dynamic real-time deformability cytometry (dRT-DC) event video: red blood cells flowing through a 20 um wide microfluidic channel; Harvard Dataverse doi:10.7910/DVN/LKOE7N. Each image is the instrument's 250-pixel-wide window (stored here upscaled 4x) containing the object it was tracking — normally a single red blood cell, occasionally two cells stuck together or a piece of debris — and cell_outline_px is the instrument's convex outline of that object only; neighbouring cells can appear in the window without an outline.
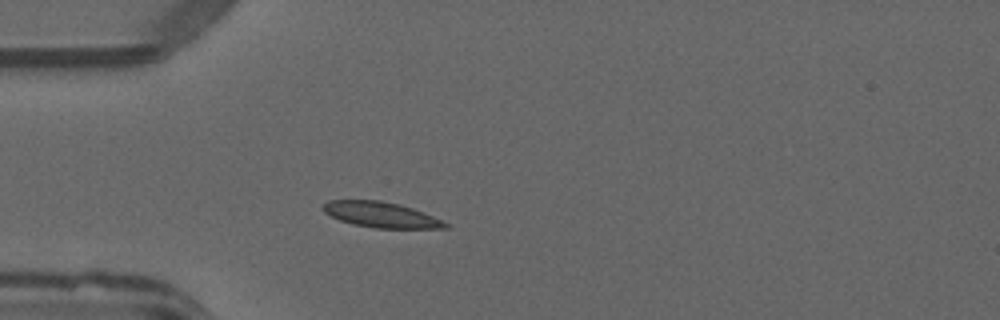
{"species": "common noctule bat (a hibernating species)", "species_latin": "Nyctalus noctula", "temperature_condition": "warm", "stored_images_in_passage": 10, "camera_frame_rate_fps": 3000, "um_per_image_px": 0.085, "animal": {"sex": "male", "forearm_length_mm": 52.5}, "frame": {"image": 1, "passage_image": 1, "time_ms": 0.0, "image_size_px": [1000, 320], "cell_outline_px": [[452, 224], [448, 228], [376, 228], [352, 224], [340, 220], [324, 212], [320, 208], [328, 200], [380, 200], [400, 204], [424, 212]], "centroid_in_image_um": [32.41, 18.25], "position_along_channel_um": 52.6, "area_um2": 18.32}}